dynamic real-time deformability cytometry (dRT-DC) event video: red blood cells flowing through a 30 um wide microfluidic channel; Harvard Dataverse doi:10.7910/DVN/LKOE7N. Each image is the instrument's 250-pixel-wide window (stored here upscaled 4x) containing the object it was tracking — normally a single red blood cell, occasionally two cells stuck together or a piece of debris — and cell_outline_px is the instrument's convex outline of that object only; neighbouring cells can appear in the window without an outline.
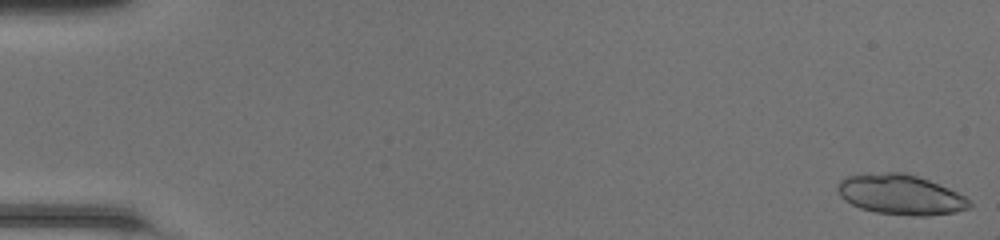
{"species": "common noctule bat (a hibernating species)", "species_latin": "Nyctalus noctula", "temperature_condition": "room temperature", "stored_images_in_passage": 15, "camera_frame_rate_fps": 3000, "um_per_image_px": 0.085, "animal": {"sex": "female", "body_mass_g": 20.0, "forearm_length_mm": 54.0}, "frame": {"image": 1, "passage_image": 1, "time_ms": 0.0, "image_size_px": [1000, 240], "cell_outline_px": [[972, 204], [968, 208], [956, 212], [928, 216], [912, 216], [876, 212], [860, 208], [844, 200], [840, 196], [836, 188], [836, 184], [840, 180], [848, 176], [888, 172], [904, 172], [928, 180], [948, 188], [964, 196]], "centroid_in_image_um": [76.52, 16.55], "position_along_channel_um": 8.5, "area_um2": 30.63}}